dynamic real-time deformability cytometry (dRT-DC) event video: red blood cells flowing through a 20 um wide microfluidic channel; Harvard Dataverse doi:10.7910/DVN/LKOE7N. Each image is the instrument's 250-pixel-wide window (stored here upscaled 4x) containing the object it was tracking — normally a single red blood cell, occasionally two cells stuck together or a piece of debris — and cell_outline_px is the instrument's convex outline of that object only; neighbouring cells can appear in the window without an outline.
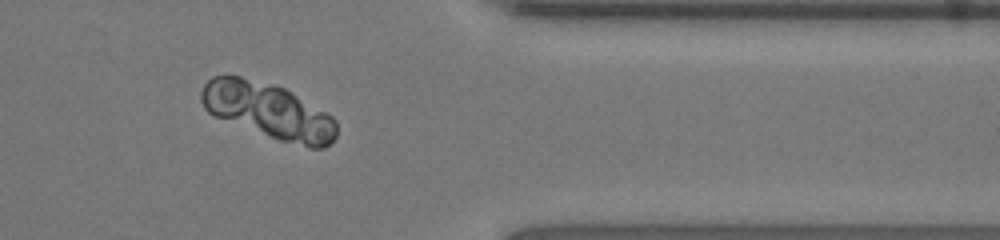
{"species": "human", "species_latin": "Homo sapiens", "temperature_condition": "room temperature", "stored_images_in_passage": 43, "camera_frame_rate_fps": 3000, "um_per_image_px": 0.085, "donor": {"sex": "female"}, "frame": {"image": 1, "passage_image": 35, "time_ms": 11.333, "image_size_px": [1000, 240], "cell_outline_px": [[336, 136], [324, 148], [312, 148], [280, 140], [216, 116], [208, 112], [204, 108], [200, 100], [200, 92], [204, 84], [212, 76], [240, 76], [284, 88], [292, 92], [332, 116], [336, 120]], "centroid_in_image_um": [22.8, 9.4], "position_along_channel_um": 388.6, "area_um2": 43.12}}
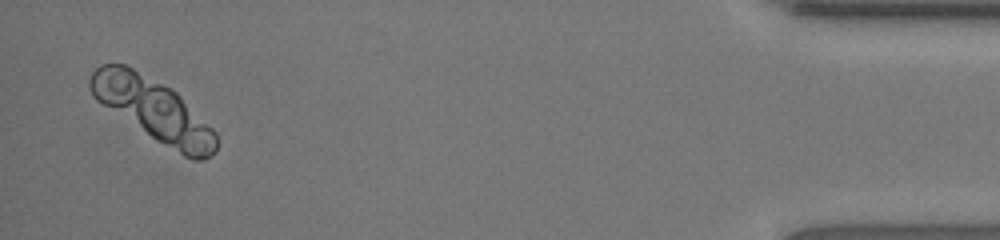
{"frame": {"image": 2, "passage_image": 42, "time_ms": 13.667, "image_size_px": [1000, 240], "cell_outline_px": [[216, 152], [200, 160], [196, 160], [184, 156], [156, 140], [96, 100], [92, 96], [88, 84], [88, 80], [92, 72], [100, 64], [124, 64], [132, 68], [176, 92], [216, 132]], "centroid_in_image_um": [13.01, 9.33], "position_along_channel_um": 422.2, "area_um2": 44.91}}